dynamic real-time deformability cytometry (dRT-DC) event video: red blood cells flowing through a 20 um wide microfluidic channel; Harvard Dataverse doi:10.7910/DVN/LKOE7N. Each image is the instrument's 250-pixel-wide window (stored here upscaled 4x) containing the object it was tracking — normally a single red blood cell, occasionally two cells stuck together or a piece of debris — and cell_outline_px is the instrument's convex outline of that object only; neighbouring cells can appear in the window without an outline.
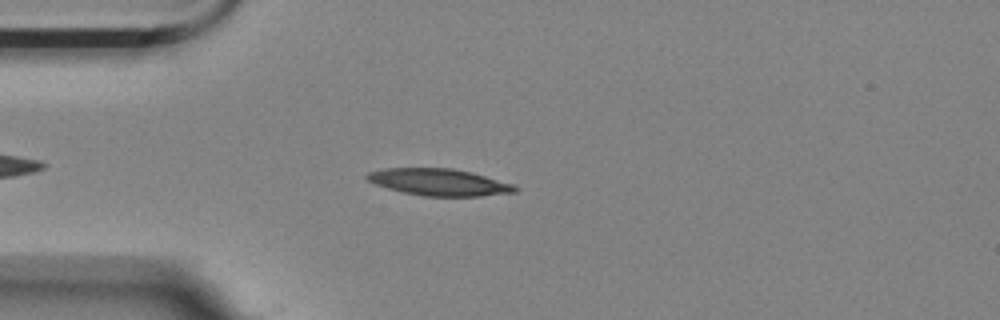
{"species": "Egyptian fruit bat (a non-hibernating species)", "species_latin": "Rousettus aegyptiacus", "temperature_condition": "room temperature", "stored_images_in_passage": 28, "camera_frame_rate_fps": 3000, "um_per_image_px": 0.085, "animal": {"sex": "female"}, "frame": {"image": 1, "passage_image": 1, "time_ms": 0.0, "image_size_px": [1000, 320], "cell_outline_px": [[520, 188], [516, 192], [480, 196], [424, 196], [404, 192], [388, 188], [376, 184], [368, 180], [364, 176], [368, 172], [384, 168], [452, 168], [472, 172], [512, 184]], "centroid_in_image_um": [37.33, 15.48], "position_along_channel_um": 47.7, "area_um2": 23.06}}
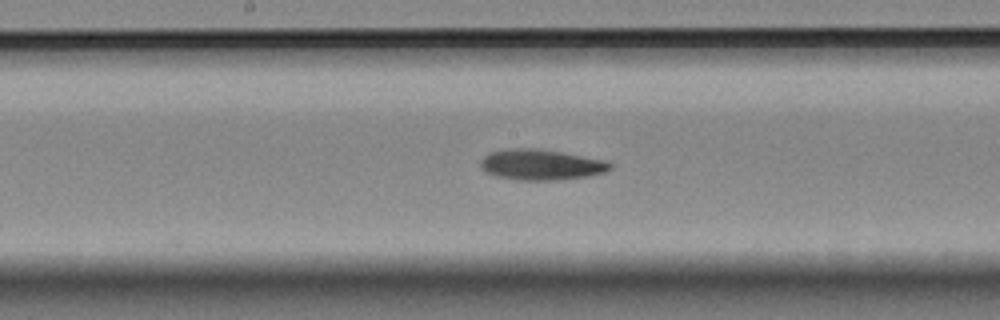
{"frame": {"image": 2, "passage_image": 15, "time_ms": 4.667, "image_size_px": [1000, 320], "cell_outline_px": [[612, 168], [604, 172], [588, 176], [556, 180], [520, 180], [496, 176], [484, 172], [480, 164], [480, 160], [484, 156], [492, 152], [504, 148], [536, 148], [560, 152], [604, 160], [612, 164]], "centroid_in_image_um": [45.95, 14.0], "position_along_channel_um": 202.3, "area_um2": 23.06}}
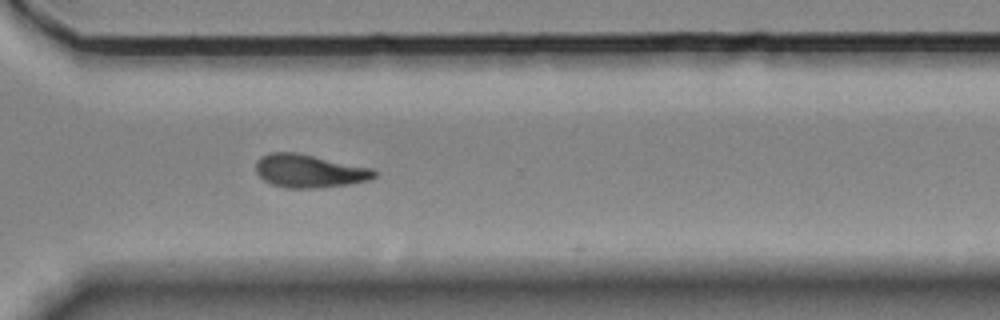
{"frame": {"image": 3, "passage_image": 27, "time_ms": 8.667, "image_size_px": [1000, 320], "cell_outline_px": [[376, 176], [368, 180], [348, 184], [316, 188], [288, 188], [272, 184], [264, 180], [256, 172], [256, 160], [260, 156], [268, 152], [296, 152], [372, 168], [376, 172]], "centroid_in_image_um": [26.25, 14.52], "position_along_channel_um": 344.3, "area_um2": 22.83}}